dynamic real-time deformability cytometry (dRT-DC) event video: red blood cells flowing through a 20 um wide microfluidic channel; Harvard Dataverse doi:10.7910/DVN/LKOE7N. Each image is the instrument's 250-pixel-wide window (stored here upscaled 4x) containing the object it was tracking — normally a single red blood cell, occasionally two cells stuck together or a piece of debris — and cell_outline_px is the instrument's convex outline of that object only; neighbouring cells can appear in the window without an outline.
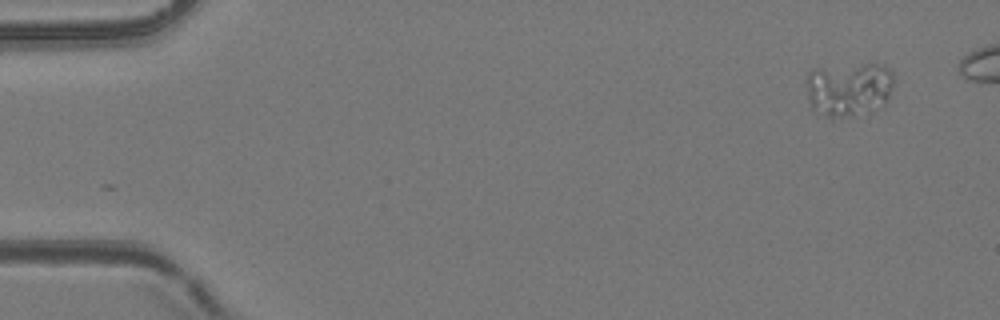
{"species": "common noctule bat (a hibernating species)", "species_latin": "Nyctalus noctula", "temperature_condition": "room temperature", "stored_images_in_passage": 46, "segment_of_instrument_passage": [1, 2], "camera_frame_rate_fps": 3000, "um_per_image_px": 0.085, "animal": {"sex": "female", "body_mass_g": 24.6, "forearm_length_mm": 56.2}, "frame": {"image": 1, "passage_image": 1, "time_ms": 0.0, "image_size_px": [1000, 320], "cell_outline_px": [[892, 88], [888, 100], [884, 104], [868, 116], [832, 120], [812, 112], [808, 100], [808, 72], [812, 68], [868, 64], [880, 64], [888, 68], [892, 72]], "centroid_in_image_um": [72.14, 7.67], "position_along_channel_um": 12.9, "area_um2": 28.78}}
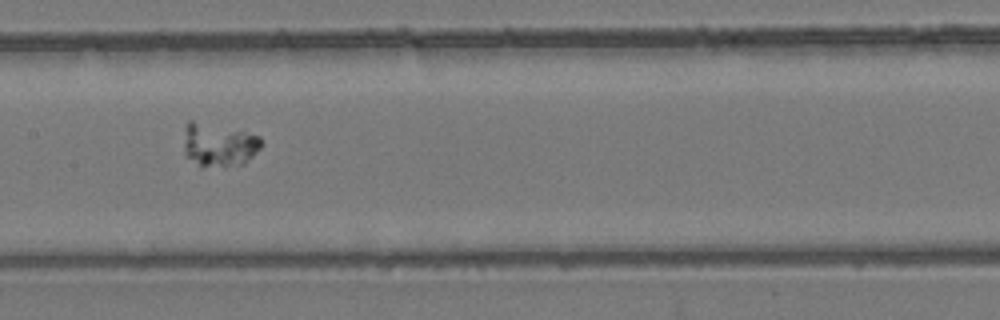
{"frame": {"image": 2, "passage_image": 25, "time_ms": 8.0, "image_size_px": [1000, 320], "cell_outline_px": [[260, 148], [244, 164], [224, 168], [200, 168], [184, 156], [184, 144], [188, 120], [192, 120], [260, 136]], "centroid_in_image_um": [18.55, 12.39], "position_along_channel_um": 188.8, "area_um2": 19.71}}
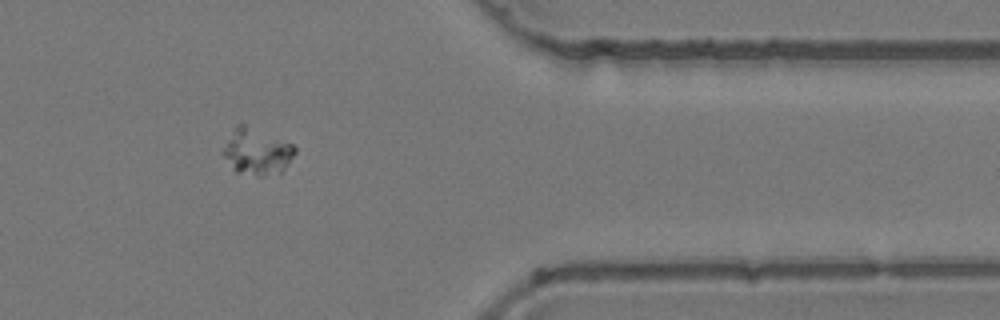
{"frame": {"image": 3, "passage_image": 42, "time_ms": 13.667, "image_size_px": [1000, 320], "cell_outline_px": [[296, 152], [288, 164], [280, 172], [260, 176], [236, 172], [232, 168], [220, 152], [236, 124], [244, 124], [292, 144], [296, 148]], "centroid_in_image_um": [21.8, 12.89], "position_along_channel_um": 389.6, "area_um2": 19.13}}